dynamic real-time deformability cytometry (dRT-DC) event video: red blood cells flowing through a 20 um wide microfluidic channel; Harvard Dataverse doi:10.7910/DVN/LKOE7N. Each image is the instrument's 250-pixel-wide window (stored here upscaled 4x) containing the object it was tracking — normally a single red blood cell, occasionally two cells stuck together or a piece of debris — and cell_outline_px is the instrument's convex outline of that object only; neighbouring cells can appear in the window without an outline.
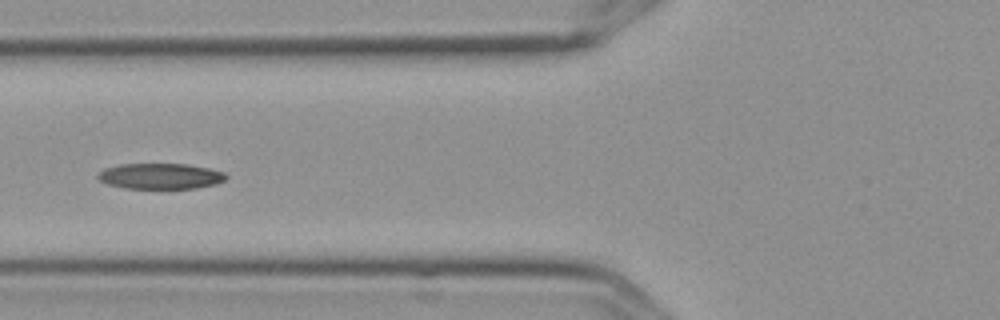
{"species": "Egyptian fruit bat (a non-hibernating species)", "species_latin": "Rousettus aegyptiacus", "temperature_condition": "cold", "stored_images_in_passage": 8, "camera_frame_rate_fps": 3000, "um_per_image_px": 0.085, "frame": {"image": 1, "passage_image": 6, "time_ms": 1.667, "image_size_px": [1000, 320], "cell_outline_px": [[228, 176], [224, 180], [216, 184], [196, 188], [124, 188], [108, 184], [100, 180], [96, 176], [104, 168], [120, 164], [188, 164], [208, 168], [224, 172]], "centroid_in_image_um": [13.64, 14.97], "position_along_channel_um": 112.2, "area_um2": 19.13}}
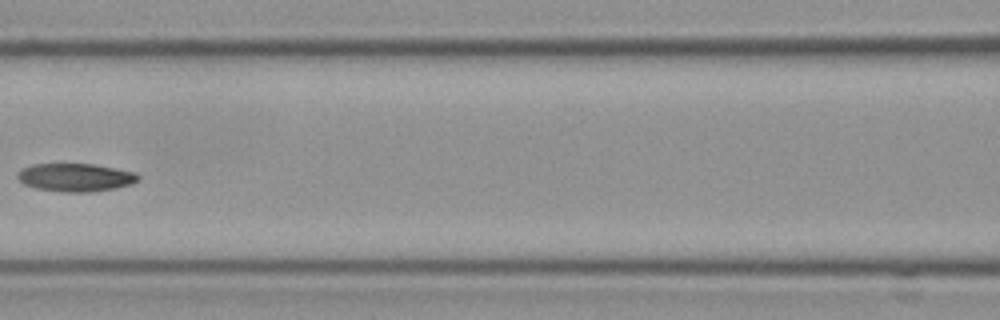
{"frame": {"image": 2, "passage_image": 7, "time_ms": 2.0, "image_size_px": [1000, 320], "cell_outline_px": [[140, 180], [132, 184], [116, 188], [88, 192], [64, 192], [36, 188], [24, 184], [16, 176], [24, 168], [32, 164], [92, 164], [136, 172], [140, 176]], "centroid_in_image_um": [6.47, 15.08], "position_along_channel_um": 160.1, "area_um2": 19.65}}
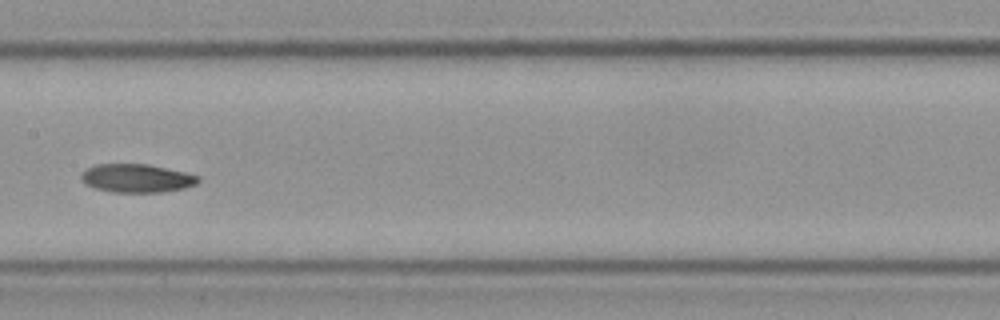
{"frame": {"image": 3, "passage_image": 8, "time_ms": 2.333, "image_size_px": [1000, 320], "cell_outline_px": [[200, 180], [196, 184], [184, 188], [160, 192], [112, 192], [96, 188], [84, 184], [80, 180], [80, 176], [88, 168], [96, 164], [148, 164], [184, 172], [200, 176]], "centroid_in_image_um": [11.61, 15.15], "position_along_channel_um": 195.8, "area_um2": 19.31}}